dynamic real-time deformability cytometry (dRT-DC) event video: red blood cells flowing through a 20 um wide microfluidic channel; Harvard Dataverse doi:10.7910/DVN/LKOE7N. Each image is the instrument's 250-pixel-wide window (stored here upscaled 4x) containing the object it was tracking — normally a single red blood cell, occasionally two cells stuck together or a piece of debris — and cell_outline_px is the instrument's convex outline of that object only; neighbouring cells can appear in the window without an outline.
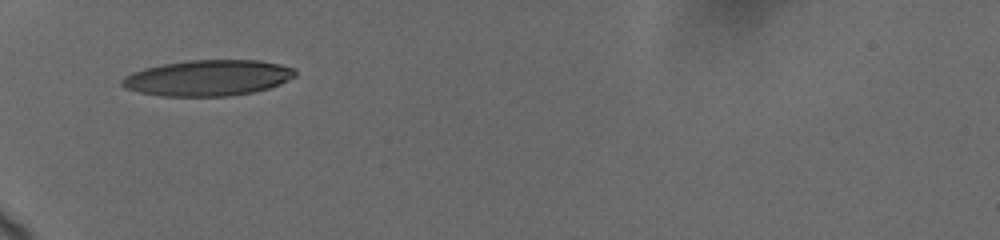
{"species": "human", "species_latin": "Homo sapiens", "temperature_condition": "cold", "stored_images_in_passage": 27, "camera_frame_rate_fps": 3000, "um_per_image_px": 0.085, "donor": {"sex": "female"}, "frame": {"image": 1, "passage_image": 1, "time_ms": 0.0, "image_size_px": [1000, 240], "cell_outline_px": [[296, 76], [280, 84], [268, 88], [252, 92], [232, 96], [160, 96], [140, 92], [128, 88], [120, 84], [120, 80], [124, 76], [132, 72], [144, 68], [164, 64], [188, 60], [260, 60], [280, 64], [296, 68]], "centroid_in_image_um": [17.7, 6.62], "position_along_channel_um": 67.3, "area_um2": 36.3}}
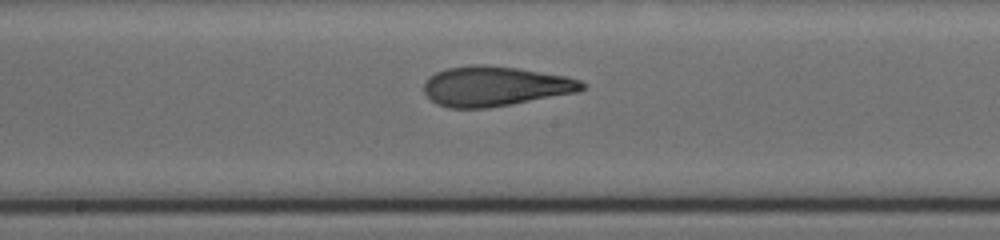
{"frame": {"image": 2, "passage_image": 18, "time_ms": 4.0, "image_size_px": [1000, 240], "cell_outline_px": [[584, 88], [576, 92], [512, 104], [488, 108], [448, 108], [436, 104], [424, 92], [424, 80], [428, 76], [444, 68], [472, 64], [484, 64], [516, 68], [568, 76], [580, 80], [584, 84]], "centroid_in_image_um": [42.02, 7.32], "position_along_channel_um": 206.2, "area_um2": 36.88}}
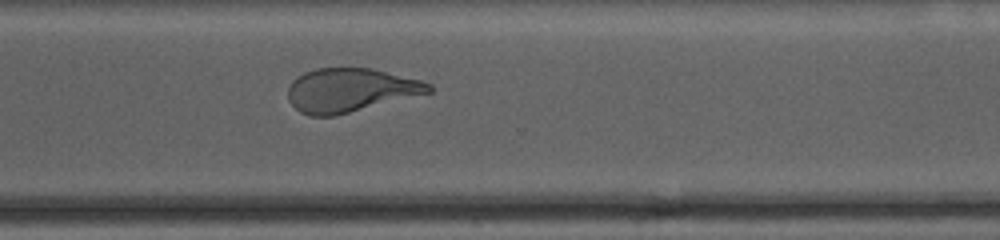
{"frame": {"image": 3, "passage_image": 27, "time_ms": 7.667, "image_size_px": [1000, 240], "cell_outline_px": [[432, 92], [332, 116], [312, 116], [300, 112], [288, 100], [288, 88], [292, 80], [296, 76], [304, 72], [316, 68], [372, 68], [420, 80], [432, 84]], "centroid_in_image_um": [29.75, 7.65], "position_along_channel_um": 340.9, "area_um2": 35.66}}